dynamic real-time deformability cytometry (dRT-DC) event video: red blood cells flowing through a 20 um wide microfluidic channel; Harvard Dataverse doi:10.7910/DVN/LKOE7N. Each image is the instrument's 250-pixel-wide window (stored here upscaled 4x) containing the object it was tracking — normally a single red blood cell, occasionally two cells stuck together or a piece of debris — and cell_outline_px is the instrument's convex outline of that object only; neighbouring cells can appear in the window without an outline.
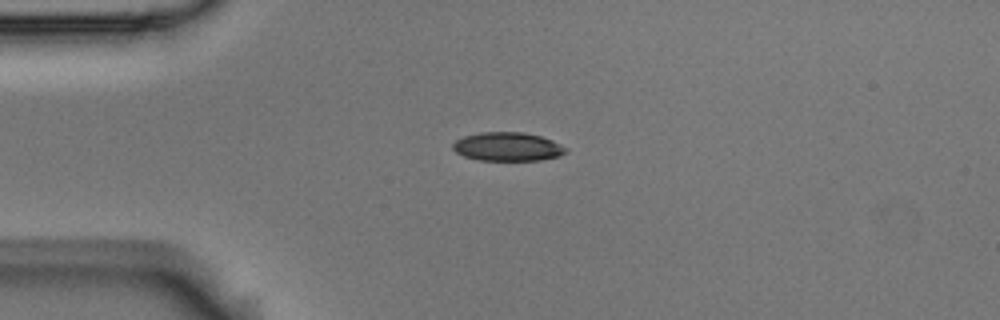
{"species": "Egyptian fruit bat (a non-hibernating species)", "species_latin": "Rousettus aegyptiacus", "temperature_condition": "room temperature", "stored_images_in_passage": 6, "camera_frame_rate_fps": 3000, "um_per_image_px": 0.085, "animal": {"sex": "male"}, "frame": {"image": 1, "passage_image": 3, "time_ms": 0.667, "image_size_px": [1000, 320], "cell_outline_px": [[568, 152], [560, 156], [540, 160], [480, 160], [464, 156], [456, 152], [452, 148], [452, 144], [456, 140], [464, 136], [480, 132], [524, 132], [540, 136], [552, 140], [568, 148]], "centroid_in_image_um": [43.17, 12.46], "position_along_channel_um": 41.8, "area_um2": 18.96}}
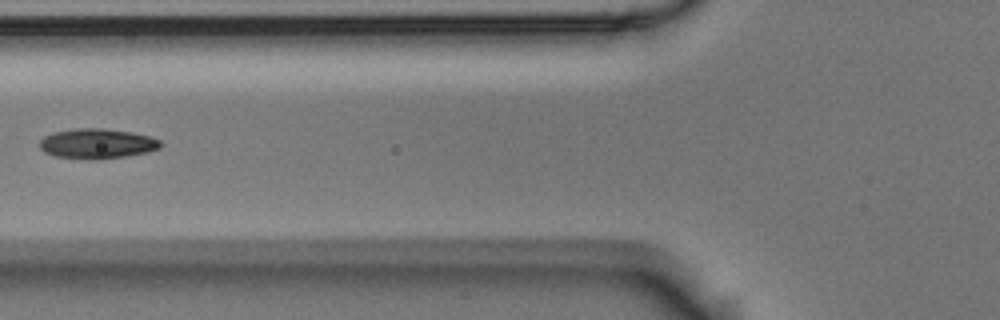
{"frame": {"image": 2, "passage_image": 5, "time_ms": 1.333, "image_size_px": [1000, 320], "cell_outline_px": [[164, 144], [160, 148], [148, 152], [128, 156], [96, 160], [92, 160], [56, 156], [44, 152], [40, 148], [40, 140], [44, 136], [52, 132], [76, 128], [104, 128], [132, 132], [148, 136], [160, 140]], "centroid_in_image_um": [8.27, 12.21], "position_along_channel_um": 117.5, "area_um2": 21.39}}
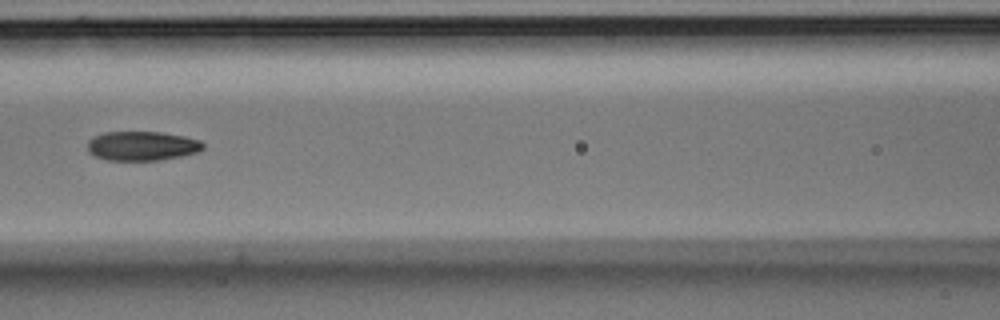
{"frame": {"image": 3, "passage_image": 6, "time_ms": 1.667, "image_size_px": [1000, 320], "cell_outline_px": [[204, 148], [196, 152], [180, 156], [160, 160], [108, 160], [96, 156], [88, 152], [88, 140], [92, 136], [104, 132], [160, 132], [184, 136], [200, 140], [204, 144]], "centroid_in_image_um": [12.05, 12.39], "position_along_channel_um": 154.5, "area_um2": 19.71}}